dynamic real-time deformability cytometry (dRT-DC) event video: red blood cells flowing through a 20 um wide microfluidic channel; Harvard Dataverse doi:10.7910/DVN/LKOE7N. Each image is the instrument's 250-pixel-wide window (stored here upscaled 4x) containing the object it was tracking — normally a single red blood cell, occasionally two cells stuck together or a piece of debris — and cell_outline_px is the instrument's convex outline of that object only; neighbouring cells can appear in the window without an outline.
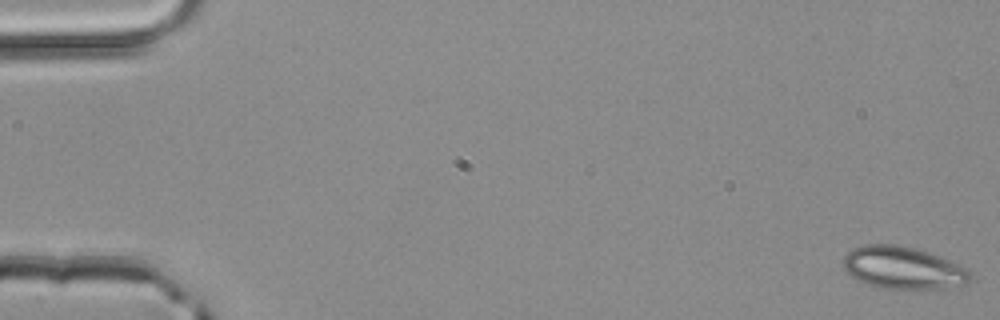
{"species": "common noctule bat (a hibernating species)", "species_latin": "Nyctalus noctula", "temperature_condition": "room temperature", "stored_images_in_passage": 52, "camera_frame_rate_fps": 3000, "um_per_image_px": 0.085, "animal": {"sex": "male", "body_mass_g": 20.4}, "frame": {"image": 1, "passage_image": 1, "time_ms": 0.0, "image_size_px": [1000, 320], "cell_outline_px": [[972, 280], [964, 284], [944, 288], [880, 288], [868, 284], [852, 276], [840, 264], [844, 256], [852, 248], [868, 244], [896, 244], [928, 252], [968, 268], [972, 272]], "centroid_in_image_um": [76.76, 22.76], "position_along_channel_um": 8.2, "area_um2": 31.21}}
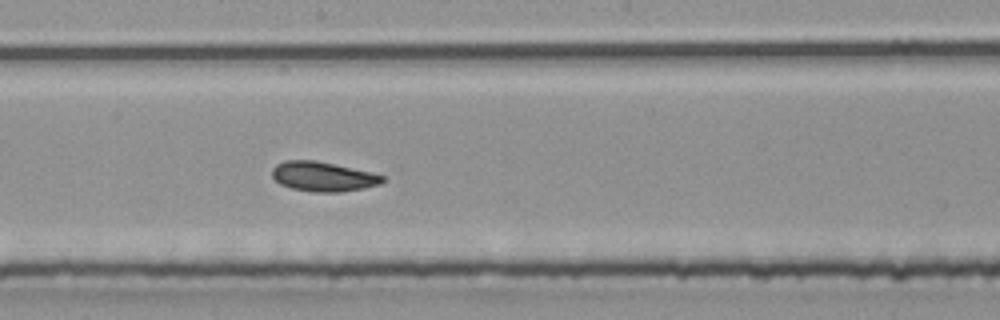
{"frame": {"image": 2, "passage_image": 29, "time_ms": 9.333, "image_size_px": [1000, 320], "cell_outline_px": [[384, 180], [380, 184], [364, 188], [340, 192], [312, 192], [292, 188], [280, 184], [272, 176], [272, 168], [276, 164], [284, 160], [316, 160], [336, 164], [384, 176]], "centroid_in_image_um": [27.42, 15.0], "position_along_channel_um": 220.8, "area_um2": 19.02}}
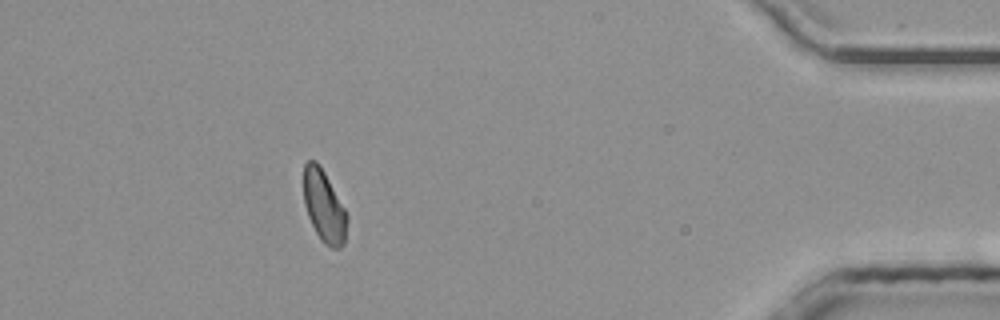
{"frame": {"image": 3, "passage_image": 47, "time_ms": 15.333, "image_size_px": [1000, 320], "cell_outline_px": [[348, 220], [344, 244], [340, 248], [332, 248], [324, 244], [320, 240], [308, 216], [304, 204], [304, 164], [308, 160], [316, 160], [324, 172], [344, 208], [348, 216]], "centroid_in_image_um": [27.54, 17.56], "position_along_channel_um": 407.7, "area_um2": 18.09}, "authors_computed_cell_mechanics": {"area_um2": 19.2763, "velocity_mm_per_s": 4.0397, "shape_relaxation_time_tau1_ms": 3.7083, "shape_relaxation_time_tau2_ms": null, "deformation_change_tau1": 0.1046, "deformation_change_tau2": null}}